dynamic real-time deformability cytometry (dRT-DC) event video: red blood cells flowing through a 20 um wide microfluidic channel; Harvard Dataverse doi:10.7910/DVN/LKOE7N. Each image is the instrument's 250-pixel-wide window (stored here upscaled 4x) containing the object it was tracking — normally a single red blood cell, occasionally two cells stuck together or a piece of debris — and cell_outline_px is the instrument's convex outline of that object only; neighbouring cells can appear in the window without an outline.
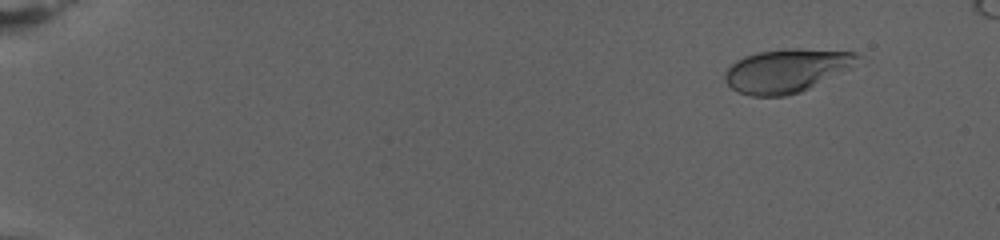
{"species": "human", "species_latin": "Homo sapiens", "temperature_condition": "warm", "stored_images_in_passage": 80, "camera_frame_rate_fps": 3000, "um_per_image_px": 0.085, "donor": {"sex": "female"}, "frame": {"image": 1, "passage_image": 9, "time_ms": 2.667, "image_size_px": [1000, 240], "cell_outline_px": [[860, 56], [848, 68], [800, 92], [784, 96], [752, 96], [740, 92], [732, 88], [724, 80], [724, 76], [728, 68], [736, 60], [744, 56], [760, 52], [784, 48], [800, 48], [852, 52]], "centroid_in_image_um": [66.78, 5.99], "position_along_channel_um": 18.2, "area_um2": 32.89}}
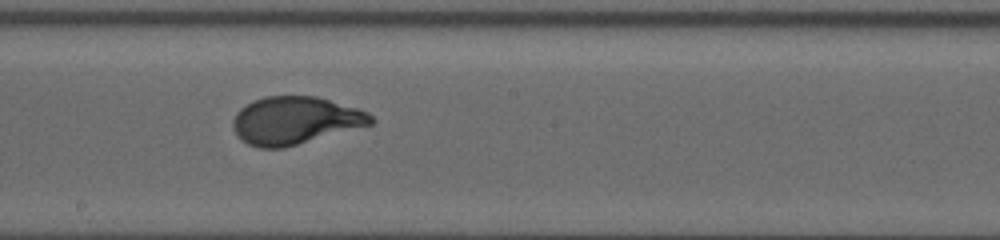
{"frame": {"image": 2, "passage_image": 48, "time_ms": 15.667, "image_size_px": [1000, 240], "cell_outline_px": [[376, 120], [372, 124], [284, 148], [260, 148], [248, 144], [240, 140], [236, 136], [232, 128], [232, 120], [236, 112], [240, 108], [252, 100], [264, 96], [316, 96], [356, 108], [368, 112]], "centroid_in_image_um": [25.03, 10.24], "position_along_channel_um": 223.2, "area_um2": 38.49}}
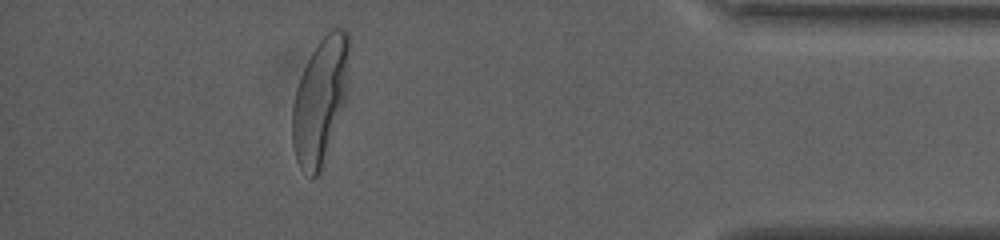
{"frame": {"image": 3, "passage_image": 72, "time_ms": 23.667, "image_size_px": [1000, 240], "cell_outline_px": [[348, 88], [344, 104], [320, 172], [316, 176], [312, 176], [300, 168], [296, 160], [292, 144], [292, 104], [296, 88], [300, 76], [312, 52], [320, 40], [332, 28], [340, 28], [348, 32]], "centroid_in_image_um": [27.2, 8.53], "position_along_channel_um": 408.0, "area_um2": 41.21}}